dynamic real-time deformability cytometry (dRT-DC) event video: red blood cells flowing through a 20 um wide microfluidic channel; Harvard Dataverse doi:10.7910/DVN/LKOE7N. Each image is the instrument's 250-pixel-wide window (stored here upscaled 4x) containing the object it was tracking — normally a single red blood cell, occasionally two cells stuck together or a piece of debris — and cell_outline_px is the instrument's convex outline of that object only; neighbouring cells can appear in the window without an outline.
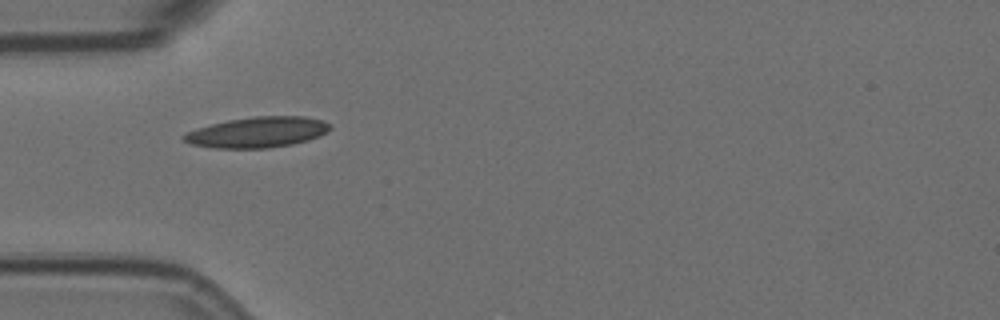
{"species": "Egyptian fruit bat (a non-hibernating species)", "species_latin": "Rousettus aegyptiacus", "temperature_condition": "room temperature", "stored_images_in_passage": 5, "camera_frame_rate_fps": 3000, "um_per_image_px": 0.085, "animal": {"sex": "female"}, "frame": {"image": 1, "passage_image": 4, "time_ms": 1.0, "image_size_px": [1000, 320], "cell_outline_px": [[332, 128], [328, 132], [320, 136], [308, 140], [292, 144], [268, 148], [212, 148], [192, 144], [184, 140], [180, 136], [188, 132], [212, 124], [228, 120], [256, 116], [304, 116], [320, 120], [332, 124]], "centroid_in_image_um": [21.94, 11.24], "position_along_channel_um": 63.1, "area_um2": 26.01}}
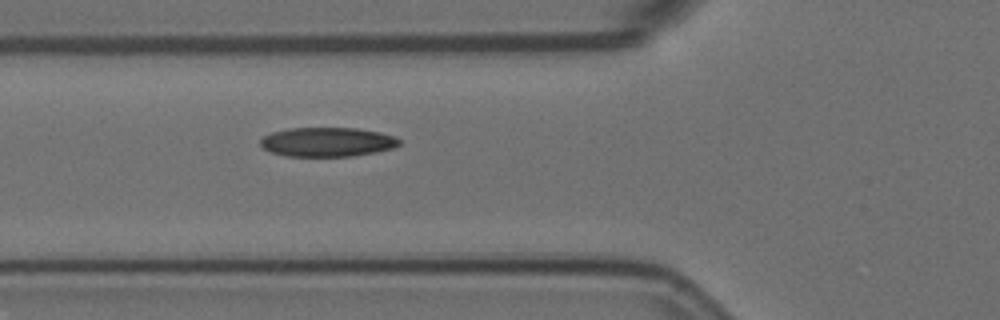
{"frame": {"image": 2, "passage_image": 5, "time_ms": 1.333, "image_size_px": [1000, 320], "cell_outline_px": [[400, 144], [392, 148], [352, 156], [288, 156], [272, 152], [264, 148], [260, 144], [260, 140], [264, 136], [272, 132], [288, 128], [356, 128], [380, 132], [396, 136], [400, 140]], "centroid_in_image_um": [27.82, 12.06], "position_along_channel_um": 98.0, "area_um2": 23.52}}